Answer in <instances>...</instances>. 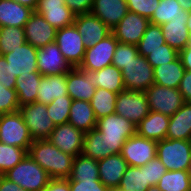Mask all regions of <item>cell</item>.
Returning <instances> with one entry per match:
<instances>
[{
    "mask_svg": "<svg viewBox=\"0 0 191 191\" xmlns=\"http://www.w3.org/2000/svg\"><path fill=\"white\" fill-rule=\"evenodd\" d=\"M27 154L38 163L51 179H68L74 156L64 153L47 139L33 140Z\"/></svg>",
    "mask_w": 191,
    "mask_h": 191,
    "instance_id": "cell-1",
    "label": "cell"
},
{
    "mask_svg": "<svg viewBox=\"0 0 191 191\" xmlns=\"http://www.w3.org/2000/svg\"><path fill=\"white\" fill-rule=\"evenodd\" d=\"M96 129L105 140L106 157L120 154L126 140L136 134V126L116 113L98 119Z\"/></svg>",
    "mask_w": 191,
    "mask_h": 191,
    "instance_id": "cell-2",
    "label": "cell"
},
{
    "mask_svg": "<svg viewBox=\"0 0 191 191\" xmlns=\"http://www.w3.org/2000/svg\"><path fill=\"white\" fill-rule=\"evenodd\" d=\"M4 176L26 191H42L51 180L49 174L28 154Z\"/></svg>",
    "mask_w": 191,
    "mask_h": 191,
    "instance_id": "cell-3",
    "label": "cell"
},
{
    "mask_svg": "<svg viewBox=\"0 0 191 191\" xmlns=\"http://www.w3.org/2000/svg\"><path fill=\"white\" fill-rule=\"evenodd\" d=\"M156 156L166 170H188L191 161V140L163 139L157 141Z\"/></svg>",
    "mask_w": 191,
    "mask_h": 191,
    "instance_id": "cell-4",
    "label": "cell"
},
{
    "mask_svg": "<svg viewBox=\"0 0 191 191\" xmlns=\"http://www.w3.org/2000/svg\"><path fill=\"white\" fill-rule=\"evenodd\" d=\"M0 143L20 147L28 152L33 139L19 111L1 115Z\"/></svg>",
    "mask_w": 191,
    "mask_h": 191,
    "instance_id": "cell-5",
    "label": "cell"
},
{
    "mask_svg": "<svg viewBox=\"0 0 191 191\" xmlns=\"http://www.w3.org/2000/svg\"><path fill=\"white\" fill-rule=\"evenodd\" d=\"M19 112L33 140H44L51 135L55 125L48 116L47 105L35 101L30 104L21 105Z\"/></svg>",
    "mask_w": 191,
    "mask_h": 191,
    "instance_id": "cell-6",
    "label": "cell"
},
{
    "mask_svg": "<svg viewBox=\"0 0 191 191\" xmlns=\"http://www.w3.org/2000/svg\"><path fill=\"white\" fill-rule=\"evenodd\" d=\"M144 91L123 90L117 94L115 113L137 126L150 113Z\"/></svg>",
    "mask_w": 191,
    "mask_h": 191,
    "instance_id": "cell-7",
    "label": "cell"
},
{
    "mask_svg": "<svg viewBox=\"0 0 191 191\" xmlns=\"http://www.w3.org/2000/svg\"><path fill=\"white\" fill-rule=\"evenodd\" d=\"M145 94L151 111L162 113L169 117L185 103L178 88L165 87L153 83L145 91Z\"/></svg>",
    "mask_w": 191,
    "mask_h": 191,
    "instance_id": "cell-8",
    "label": "cell"
},
{
    "mask_svg": "<svg viewBox=\"0 0 191 191\" xmlns=\"http://www.w3.org/2000/svg\"><path fill=\"white\" fill-rule=\"evenodd\" d=\"M55 43L72 68L79 67L83 61L86 47L76 26L70 25L56 31Z\"/></svg>",
    "mask_w": 191,
    "mask_h": 191,
    "instance_id": "cell-9",
    "label": "cell"
},
{
    "mask_svg": "<svg viewBox=\"0 0 191 191\" xmlns=\"http://www.w3.org/2000/svg\"><path fill=\"white\" fill-rule=\"evenodd\" d=\"M125 90L146 91L154 83L152 65L142 55L121 70Z\"/></svg>",
    "mask_w": 191,
    "mask_h": 191,
    "instance_id": "cell-10",
    "label": "cell"
},
{
    "mask_svg": "<svg viewBox=\"0 0 191 191\" xmlns=\"http://www.w3.org/2000/svg\"><path fill=\"white\" fill-rule=\"evenodd\" d=\"M156 151L157 141L135 134L126 140L120 154L128 166L141 167L156 157Z\"/></svg>",
    "mask_w": 191,
    "mask_h": 191,
    "instance_id": "cell-11",
    "label": "cell"
},
{
    "mask_svg": "<svg viewBox=\"0 0 191 191\" xmlns=\"http://www.w3.org/2000/svg\"><path fill=\"white\" fill-rule=\"evenodd\" d=\"M118 43V40L111 33L93 47L86 48L83 61L78 68L97 71L112 65L113 55Z\"/></svg>",
    "mask_w": 191,
    "mask_h": 191,
    "instance_id": "cell-12",
    "label": "cell"
},
{
    "mask_svg": "<svg viewBox=\"0 0 191 191\" xmlns=\"http://www.w3.org/2000/svg\"><path fill=\"white\" fill-rule=\"evenodd\" d=\"M149 24V19L129 11L111 33L118 42L137 46Z\"/></svg>",
    "mask_w": 191,
    "mask_h": 191,
    "instance_id": "cell-13",
    "label": "cell"
},
{
    "mask_svg": "<svg viewBox=\"0 0 191 191\" xmlns=\"http://www.w3.org/2000/svg\"><path fill=\"white\" fill-rule=\"evenodd\" d=\"M84 133L68 122L55 126L47 140L64 153L74 157L81 154Z\"/></svg>",
    "mask_w": 191,
    "mask_h": 191,
    "instance_id": "cell-14",
    "label": "cell"
},
{
    "mask_svg": "<svg viewBox=\"0 0 191 191\" xmlns=\"http://www.w3.org/2000/svg\"><path fill=\"white\" fill-rule=\"evenodd\" d=\"M71 68L55 42L38 49L37 70L42 76L60 75Z\"/></svg>",
    "mask_w": 191,
    "mask_h": 191,
    "instance_id": "cell-15",
    "label": "cell"
},
{
    "mask_svg": "<svg viewBox=\"0 0 191 191\" xmlns=\"http://www.w3.org/2000/svg\"><path fill=\"white\" fill-rule=\"evenodd\" d=\"M86 48L93 47L96 43L111 34V30L98 17L90 13L75 15L73 23Z\"/></svg>",
    "mask_w": 191,
    "mask_h": 191,
    "instance_id": "cell-16",
    "label": "cell"
},
{
    "mask_svg": "<svg viewBox=\"0 0 191 191\" xmlns=\"http://www.w3.org/2000/svg\"><path fill=\"white\" fill-rule=\"evenodd\" d=\"M35 12L56 30L73 25L75 14L63 0H38Z\"/></svg>",
    "mask_w": 191,
    "mask_h": 191,
    "instance_id": "cell-17",
    "label": "cell"
},
{
    "mask_svg": "<svg viewBox=\"0 0 191 191\" xmlns=\"http://www.w3.org/2000/svg\"><path fill=\"white\" fill-rule=\"evenodd\" d=\"M56 31L41 14L35 11L24 26L26 42L37 49L55 42Z\"/></svg>",
    "mask_w": 191,
    "mask_h": 191,
    "instance_id": "cell-18",
    "label": "cell"
},
{
    "mask_svg": "<svg viewBox=\"0 0 191 191\" xmlns=\"http://www.w3.org/2000/svg\"><path fill=\"white\" fill-rule=\"evenodd\" d=\"M37 55L38 49L26 42L3 56L9 63L12 73L17 77L20 74L38 72Z\"/></svg>",
    "mask_w": 191,
    "mask_h": 191,
    "instance_id": "cell-19",
    "label": "cell"
},
{
    "mask_svg": "<svg viewBox=\"0 0 191 191\" xmlns=\"http://www.w3.org/2000/svg\"><path fill=\"white\" fill-rule=\"evenodd\" d=\"M128 167L121 154L98 160L99 180L109 189L118 188Z\"/></svg>",
    "mask_w": 191,
    "mask_h": 191,
    "instance_id": "cell-20",
    "label": "cell"
},
{
    "mask_svg": "<svg viewBox=\"0 0 191 191\" xmlns=\"http://www.w3.org/2000/svg\"><path fill=\"white\" fill-rule=\"evenodd\" d=\"M128 12L126 0H94L91 9L111 31Z\"/></svg>",
    "mask_w": 191,
    "mask_h": 191,
    "instance_id": "cell-21",
    "label": "cell"
},
{
    "mask_svg": "<svg viewBox=\"0 0 191 191\" xmlns=\"http://www.w3.org/2000/svg\"><path fill=\"white\" fill-rule=\"evenodd\" d=\"M66 86L68 95L72 100H83L90 102L97 87L78 67L71 68L66 73Z\"/></svg>",
    "mask_w": 191,
    "mask_h": 191,
    "instance_id": "cell-22",
    "label": "cell"
},
{
    "mask_svg": "<svg viewBox=\"0 0 191 191\" xmlns=\"http://www.w3.org/2000/svg\"><path fill=\"white\" fill-rule=\"evenodd\" d=\"M81 70L97 88H104L117 94L125 90L121 70L114 65L106 66L97 71Z\"/></svg>",
    "mask_w": 191,
    "mask_h": 191,
    "instance_id": "cell-23",
    "label": "cell"
},
{
    "mask_svg": "<svg viewBox=\"0 0 191 191\" xmlns=\"http://www.w3.org/2000/svg\"><path fill=\"white\" fill-rule=\"evenodd\" d=\"M169 121V116L150 111L136 126V134L155 141L166 139Z\"/></svg>",
    "mask_w": 191,
    "mask_h": 191,
    "instance_id": "cell-24",
    "label": "cell"
},
{
    "mask_svg": "<svg viewBox=\"0 0 191 191\" xmlns=\"http://www.w3.org/2000/svg\"><path fill=\"white\" fill-rule=\"evenodd\" d=\"M33 12L30 7L13 0H0V28L5 26L24 28Z\"/></svg>",
    "mask_w": 191,
    "mask_h": 191,
    "instance_id": "cell-25",
    "label": "cell"
},
{
    "mask_svg": "<svg viewBox=\"0 0 191 191\" xmlns=\"http://www.w3.org/2000/svg\"><path fill=\"white\" fill-rule=\"evenodd\" d=\"M37 91L36 101L45 105L50 104L54 99L66 97L68 95L66 73L42 76L41 84Z\"/></svg>",
    "mask_w": 191,
    "mask_h": 191,
    "instance_id": "cell-26",
    "label": "cell"
},
{
    "mask_svg": "<svg viewBox=\"0 0 191 191\" xmlns=\"http://www.w3.org/2000/svg\"><path fill=\"white\" fill-rule=\"evenodd\" d=\"M68 123L83 133L95 129L97 119L90 102L83 100H72Z\"/></svg>",
    "mask_w": 191,
    "mask_h": 191,
    "instance_id": "cell-27",
    "label": "cell"
},
{
    "mask_svg": "<svg viewBox=\"0 0 191 191\" xmlns=\"http://www.w3.org/2000/svg\"><path fill=\"white\" fill-rule=\"evenodd\" d=\"M166 139L191 140V103H184L171 117Z\"/></svg>",
    "mask_w": 191,
    "mask_h": 191,
    "instance_id": "cell-28",
    "label": "cell"
},
{
    "mask_svg": "<svg viewBox=\"0 0 191 191\" xmlns=\"http://www.w3.org/2000/svg\"><path fill=\"white\" fill-rule=\"evenodd\" d=\"M154 83L165 87L178 88L182 80L185 68L182 65L180 57L162 64L154 69Z\"/></svg>",
    "mask_w": 191,
    "mask_h": 191,
    "instance_id": "cell-29",
    "label": "cell"
},
{
    "mask_svg": "<svg viewBox=\"0 0 191 191\" xmlns=\"http://www.w3.org/2000/svg\"><path fill=\"white\" fill-rule=\"evenodd\" d=\"M42 75L39 72L20 74L16 78L15 90L20 106L36 101L38 87L41 84Z\"/></svg>",
    "mask_w": 191,
    "mask_h": 191,
    "instance_id": "cell-30",
    "label": "cell"
},
{
    "mask_svg": "<svg viewBox=\"0 0 191 191\" xmlns=\"http://www.w3.org/2000/svg\"><path fill=\"white\" fill-rule=\"evenodd\" d=\"M187 21H170L161 25L166 43L180 52L191 43Z\"/></svg>",
    "mask_w": 191,
    "mask_h": 191,
    "instance_id": "cell-31",
    "label": "cell"
},
{
    "mask_svg": "<svg viewBox=\"0 0 191 191\" xmlns=\"http://www.w3.org/2000/svg\"><path fill=\"white\" fill-rule=\"evenodd\" d=\"M188 12L184 11L177 0H160L150 23L162 25L170 21H187Z\"/></svg>",
    "mask_w": 191,
    "mask_h": 191,
    "instance_id": "cell-32",
    "label": "cell"
},
{
    "mask_svg": "<svg viewBox=\"0 0 191 191\" xmlns=\"http://www.w3.org/2000/svg\"><path fill=\"white\" fill-rule=\"evenodd\" d=\"M99 179L98 160L83 156L82 154L74 157L72 170L68 181Z\"/></svg>",
    "mask_w": 191,
    "mask_h": 191,
    "instance_id": "cell-33",
    "label": "cell"
},
{
    "mask_svg": "<svg viewBox=\"0 0 191 191\" xmlns=\"http://www.w3.org/2000/svg\"><path fill=\"white\" fill-rule=\"evenodd\" d=\"M156 186L161 191H190L191 178L188 170H167Z\"/></svg>",
    "mask_w": 191,
    "mask_h": 191,
    "instance_id": "cell-34",
    "label": "cell"
},
{
    "mask_svg": "<svg viewBox=\"0 0 191 191\" xmlns=\"http://www.w3.org/2000/svg\"><path fill=\"white\" fill-rule=\"evenodd\" d=\"M151 185L147 181L146 165L128 166L119 185L123 191H146Z\"/></svg>",
    "mask_w": 191,
    "mask_h": 191,
    "instance_id": "cell-35",
    "label": "cell"
},
{
    "mask_svg": "<svg viewBox=\"0 0 191 191\" xmlns=\"http://www.w3.org/2000/svg\"><path fill=\"white\" fill-rule=\"evenodd\" d=\"M117 93L104 88H97L91 101L96 119L115 113Z\"/></svg>",
    "mask_w": 191,
    "mask_h": 191,
    "instance_id": "cell-36",
    "label": "cell"
},
{
    "mask_svg": "<svg viewBox=\"0 0 191 191\" xmlns=\"http://www.w3.org/2000/svg\"><path fill=\"white\" fill-rule=\"evenodd\" d=\"M81 154L95 160L106 158L105 140L102 139V133L98 129L84 133Z\"/></svg>",
    "mask_w": 191,
    "mask_h": 191,
    "instance_id": "cell-37",
    "label": "cell"
},
{
    "mask_svg": "<svg viewBox=\"0 0 191 191\" xmlns=\"http://www.w3.org/2000/svg\"><path fill=\"white\" fill-rule=\"evenodd\" d=\"M26 43L24 28L5 26L0 28V55L12 52Z\"/></svg>",
    "mask_w": 191,
    "mask_h": 191,
    "instance_id": "cell-38",
    "label": "cell"
},
{
    "mask_svg": "<svg viewBox=\"0 0 191 191\" xmlns=\"http://www.w3.org/2000/svg\"><path fill=\"white\" fill-rule=\"evenodd\" d=\"M26 155L23 148L0 143V175L14 168Z\"/></svg>",
    "mask_w": 191,
    "mask_h": 191,
    "instance_id": "cell-39",
    "label": "cell"
},
{
    "mask_svg": "<svg viewBox=\"0 0 191 191\" xmlns=\"http://www.w3.org/2000/svg\"><path fill=\"white\" fill-rule=\"evenodd\" d=\"M165 43L161 25L150 23L139 41L137 48L138 51H153L161 48V45Z\"/></svg>",
    "mask_w": 191,
    "mask_h": 191,
    "instance_id": "cell-40",
    "label": "cell"
},
{
    "mask_svg": "<svg viewBox=\"0 0 191 191\" xmlns=\"http://www.w3.org/2000/svg\"><path fill=\"white\" fill-rule=\"evenodd\" d=\"M138 53L146 58V60L152 65L153 69L162 64L172 62L179 57V52L167 43L161 45V48L156 50L138 51Z\"/></svg>",
    "mask_w": 191,
    "mask_h": 191,
    "instance_id": "cell-41",
    "label": "cell"
},
{
    "mask_svg": "<svg viewBox=\"0 0 191 191\" xmlns=\"http://www.w3.org/2000/svg\"><path fill=\"white\" fill-rule=\"evenodd\" d=\"M72 98L67 95L59 99H54L47 105L48 116L55 126L68 122Z\"/></svg>",
    "mask_w": 191,
    "mask_h": 191,
    "instance_id": "cell-42",
    "label": "cell"
},
{
    "mask_svg": "<svg viewBox=\"0 0 191 191\" xmlns=\"http://www.w3.org/2000/svg\"><path fill=\"white\" fill-rule=\"evenodd\" d=\"M139 55L137 46L119 42L113 55L112 65L122 70Z\"/></svg>",
    "mask_w": 191,
    "mask_h": 191,
    "instance_id": "cell-43",
    "label": "cell"
},
{
    "mask_svg": "<svg viewBox=\"0 0 191 191\" xmlns=\"http://www.w3.org/2000/svg\"><path fill=\"white\" fill-rule=\"evenodd\" d=\"M19 101L15 89H8L0 84V112L1 114L19 111Z\"/></svg>",
    "mask_w": 191,
    "mask_h": 191,
    "instance_id": "cell-44",
    "label": "cell"
},
{
    "mask_svg": "<svg viewBox=\"0 0 191 191\" xmlns=\"http://www.w3.org/2000/svg\"><path fill=\"white\" fill-rule=\"evenodd\" d=\"M159 2L160 0H126L130 12L142 15L149 20L152 18Z\"/></svg>",
    "mask_w": 191,
    "mask_h": 191,
    "instance_id": "cell-45",
    "label": "cell"
},
{
    "mask_svg": "<svg viewBox=\"0 0 191 191\" xmlns=\"http://www.w3.org/2000/svg\"><path fill=\"white\" fill-rule=\"evenodd\" d=\"M166 171L164 164L156 156L146 164L147 181L151 186H156Z\"/></svg>",
    "mask_w": 191,
    "mask_h": 191,
    "instance_id": "cell-46",
    "label": "cell"
},
{
    "mask_svg": "<svg viewBox=\"0 0 191 191\" xmlns=\"http://www.w3.org/2000/svg\"><path fill=\"white\" fill-rule=\"evenodd\" d=\"M70 191H108L107 188L99 179L69 181Z\"/></svg>",
    "mask_w": 191,
    "mask_h": 191,
    "instance_id": "cell-47",
    "label": "cell"
},
{
    "mask_svg": "<svg viewBox=\"0 0 191 191\" xmlns=\"http://www.w3.org/2000/svg\"><path fill=\"white\" fill-rule=\"evenodd\" d=\"M16 76L12 73L9 63L0 55V84L8 89H15Z\"/></svg>",
    "mask_w": 191,
    "mask_h": 191,
    "instance_id": "cell-48",
    "label": "cell"
},
{
    "mask_svg": "<svg viewBox=\"0 0 191 191\" xmlns=\"http://www.w3.org/2000/svg\"><path fill=\"white\" fill-rule=\"evenodd\" d=\"M94 0H67L66 5L75 14L90 13Z\"/></svg>",
    "mask_w": 191,
    "mask_h": 191,
    "instance_id": "cell-49",
    "label": "cell"
},
{
    "mask_svg": "<svg viewBox=\"0 0 191 191\" xmlns=\"http://www.w3.org/2000/svg\"><path fill=\"white\" fill-rule=\"evenodd\" d=\"M178 90L182 94L184 101L186 103H191V71L185 70Z\"/></svg>",
    "mask_w": 191,
    "mask_h": 191,
    "instance_id": "cell-50",
    "label": "cell"
},
{
    "mask_svg": "<svg viewBox=\"0 0 191 191\" xmlns=\"http://www.w3.org/2000/svg\"><path fill=\"white\" fill-rule=\"evenodd\" d=\"M42 191H70L67 179H51Z\"/></svg>",
    "mask_w": 191,
    "mask_h": 191,
    "instance_id": "cell-51",
    "label": "cell"
},
{
    "mask_svg": "<svg viewBox=\"0 0 191 191\" xmlns=\"http://www.w3.org/2000/svg\"><path fill=\"white\" fill-rule=\"evenodd\" d=\"M0 191H26L15 182L10 181L4 175H0Z\"/></svg>",
    "mask_w": 191,
    "mask_h": 191,
    "instance_id": "cell-52",
    "label": "cell"
},
{
    "mask_svg": "<svg viewBox=\"0 0 191 191\" xmlns=\"http://www.w3.org/2000/svg\"><path fill=\"white\" fill-rule=\"evenodd\" d=\"M179 57L185 70L191 71V43L179 52Z\"/></svg>",
    "mask_w": 191,
    "mask_h": 191,
    "instance_id": "cell-53",
    "label": "cell"
},
{
    "mask_svg": "<svg viewBox=\"0 0 191 191\" xmlns=\"http://www.w3.org/2000/svg\"><path fill=\"white\" fill-rule=\"evenodd\" d=\"M21 5L30 7L31 9H33L35 11L38 0H13Z\"/></svg>",
    "mask_w": 191,
    "mask_h": 191,
    "instance_id": "cell-54",
    "label": "cell"
},
{
    "mask_svg": "<svg viewBox=\"0 0 191 191\" xmlns=\"http://www.w3.org/2000/svg\"><path fill=\"white\" fill-rule=\"evenodd\" d=\"M184 11L191 12V0H177Z\"/></svg>",
    "mask_w": 191,
    "mask_h": 191,
    "instance_id": "cell-55",
    "label": "cell"
},
{
    "mask_svg": "<svg viewBox=\"0 0 191 191\" xmlns=\"http://www.w3.org/2000/svg\"><path fill=\"white\" fill-rule=\"evenodd\" d=\"M186 25L188 27V32H189L190 41H191V12L188 13V19H187Z\"/></svg>",
    "mask_w": 191,
    "mask_h": 191,
    "instance_id": "cell-56",
    "label": "cell"
},
{
    "mask_svg": "<svg viewBox=\"0 0 191 191\" xmlns=\"http://www.w3.org/2000/svg\"><path fill=\"white\" fill-rule=\"evenodd\" d=\"M146 191H161L157 186H150Z\"/></svg>",
    "mask_w": 191,
    "mask_h": 191,
    "instance_id": "cell-57",
    "label": "cell"
},
{
    "mask_svg": "<svg viewBox=\"0 0 191 191\" xmlns=\"http://www.w3.org/2000/svg\"><path fill=\"white\" fill-rule=\"evenodd\" d=\"M188 174H189V176L191 178V161H190L189 168H188Z\"/></svg>",
    "mask_w": 191,
    "mask_h": 191,
    "instance_id": "cell-58",
    "label": "cell"
},
{
    "mask_svg": "<svg viewBox=\"0 0 191 191\" xmlns=\"http://www.w3.org/2000/svg\"><path fill=\"white\" fill-rule=\"evenodd\" d=\"M113 190H114V191H123V190L120 189L119 187H118V188H114Z\"/></svg>",
    "mask_w": 191,
    "mask_h": 191,
    "instance_id": "cell-59",
    "label": "cell"
}]
</instances>
